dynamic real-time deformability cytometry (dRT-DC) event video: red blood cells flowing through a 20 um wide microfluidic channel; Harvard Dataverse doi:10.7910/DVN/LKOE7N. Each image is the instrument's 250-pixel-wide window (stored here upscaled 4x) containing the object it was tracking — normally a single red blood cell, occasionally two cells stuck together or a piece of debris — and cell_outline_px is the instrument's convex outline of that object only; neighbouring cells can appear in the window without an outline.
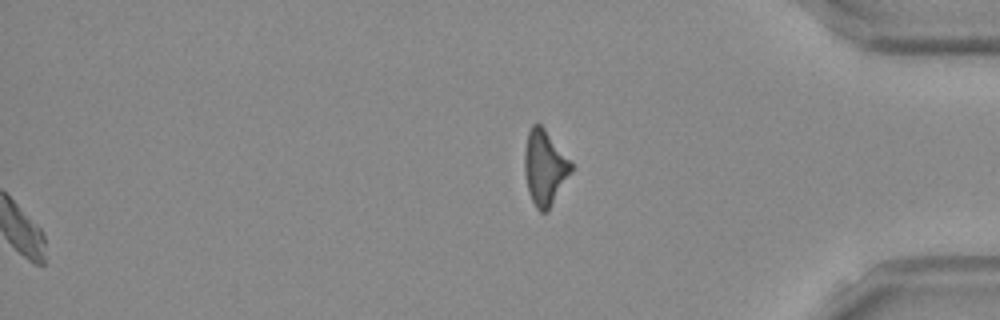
{"species": "Egyptian fruit bat (a non-hibernating species)", "species_latin": "Rousettus aegyptiacus", "temperature_condition": "room temperature", "stored_images_in_passage": 52, "segment_of_instrument_passage": [2, 2], "camera_frame_rate_fps": 3000, "um_per_image_px": 0.085, "frame": {"image": 1, "passage_image": 52, "time_ms": 17.0, "image_size_px": [1000, 320], "cell_outline_px": [[572, 172], [548, 212], [540, 212], [536, 208], [528, 192], [524, 172], [524, 152], [528, 132], [532, 124], [540, 124], [544, 128], [572, 164]], "centroid_in_image_um": [46.28, 14.29], "position_along_channel_um": 388.9, "area_um2": 20.29}}